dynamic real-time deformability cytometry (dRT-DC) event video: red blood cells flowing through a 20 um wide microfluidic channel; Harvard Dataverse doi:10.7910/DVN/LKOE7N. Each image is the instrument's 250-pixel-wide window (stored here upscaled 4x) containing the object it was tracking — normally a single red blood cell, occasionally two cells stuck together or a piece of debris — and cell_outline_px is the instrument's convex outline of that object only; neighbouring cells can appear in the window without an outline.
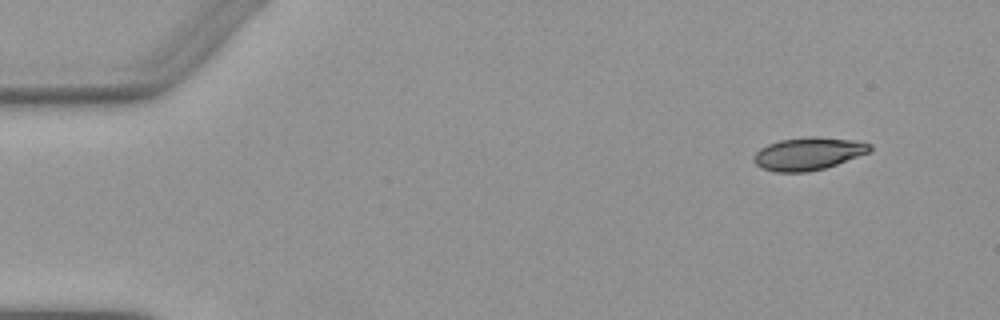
{"species": "Egyptian fruit bat (a non-hibernating species)", "species_latin": "Rousettus aegyptiacus", "temperature_condition": "warm", "stored_images_in_passage": 2, "segment_of_instrument_passage": [2, 2], "camera_frame_rate_fps": 3000, "um_per_image_px": 0.085, "animal": {"sex": "female"}, "frame": {"image": 1, "passage_image": 2, "time_ms": 2.333, "image_size_px": [1000, 320], "cell_outline_px": [[872, 152], [824, 168], [808, 172], [776, 172], [760, 168], [752, 160], [752, 156], [760, 148], [768, 144], [780, 140], [808, 136], [816, 136], [852, 140], [872, 144]], "centroid_in_image_um": [68.69, 13.06], "position_along_channel_um": 16.3, "area_um2": 22.31}}